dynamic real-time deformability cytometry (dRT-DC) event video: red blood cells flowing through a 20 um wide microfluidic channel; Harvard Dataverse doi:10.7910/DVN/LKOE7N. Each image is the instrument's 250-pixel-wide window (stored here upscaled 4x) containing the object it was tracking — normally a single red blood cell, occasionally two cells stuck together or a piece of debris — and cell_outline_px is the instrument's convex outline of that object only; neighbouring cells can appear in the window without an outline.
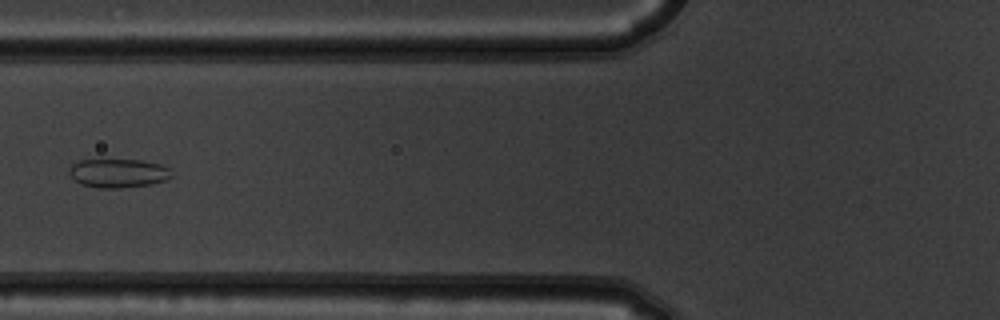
{"species": "common noctule bat (a hibernating species)", "species_latin": "Nyctalus noctula", "temperature_condition": "warm", "stored_images_in_passage": 6, "camera_frame_rate_fps": 3000, "um_per_image_px": 0.085, "animal": {"sex": "male", "body_mass_g": 19.5, "forearm_length_mm": 54.6}, "frame": {"image": 1, "passage_image": 6, "time_ms": 1.667, "image_size_px": [1000, 320], "cell_outline_px": [[176, 176], [168, 180], [148, 184], [120, 188], [100, 188], [80, 184], [68, 172], [68, 168], [72, 164], [80, 160], [140, 160], [160, 164], [168, 168]], "centroid_in_image_um": [10.08, 14.72], "position_along_channel_um": 115.7, "area_um2": 17.22}}